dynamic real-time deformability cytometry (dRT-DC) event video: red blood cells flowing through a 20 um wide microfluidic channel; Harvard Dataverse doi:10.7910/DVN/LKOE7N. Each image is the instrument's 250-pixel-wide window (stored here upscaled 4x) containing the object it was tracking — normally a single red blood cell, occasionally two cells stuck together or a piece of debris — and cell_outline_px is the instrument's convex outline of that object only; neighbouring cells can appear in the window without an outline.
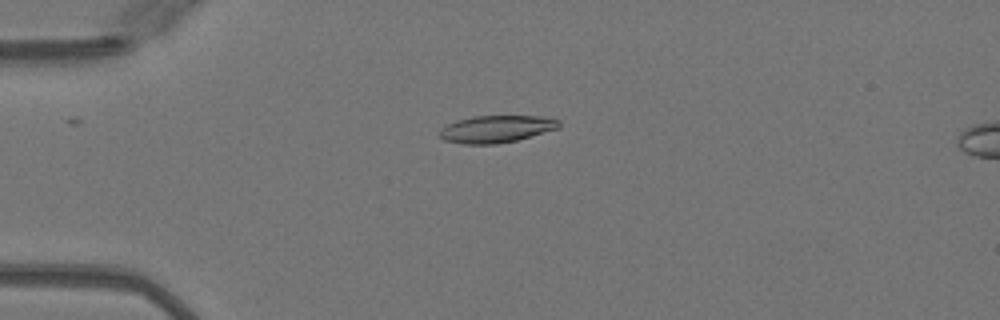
{"species": "Egyptian fruit bat (a non-hibernating species)", "species_latin": "Rousettus aegyptiacus", "temperature_condition": "warm", "stored_images_in_passage": 50, "camera_frame_rate_fps": 3000, "um_per_image_px": 0.085, "animal": {"sex": "female"}, "frame": {"image": 1, "passage_image": 13, "time_ms": 4.0, "image_size_px": [1000, 320], "cell_outline_px": [[560, 124], [556, 128], [516, 140], [496, 144], [464, 144], [444, 140], [440, 136], [440, 128], [456, 120], [472, 116], [540, 116], [560, 120]], "centroid_in_image_um": [42.13, 10.96], "position_along_channel_um": 42.9, "area_um2": 18.67}}
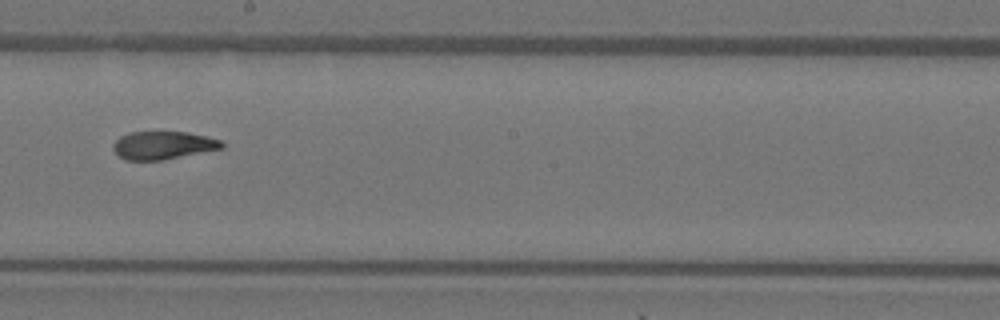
{"frame": {"image": 2, "passage_image": 29, "time_ms": 9.333, "image_size_px": [1000, 320], "cell_outline_px": [[224, 148], [164, 160], [124, 160], [112, 148], [112, 144], [120, 136], [128, 132], [188, 132], [220, 140], [224, 144]], "centroid_in_image_um": [13.84, 12.35], "position_along_channel_um": 234.4, "area_um2": 17.74}}
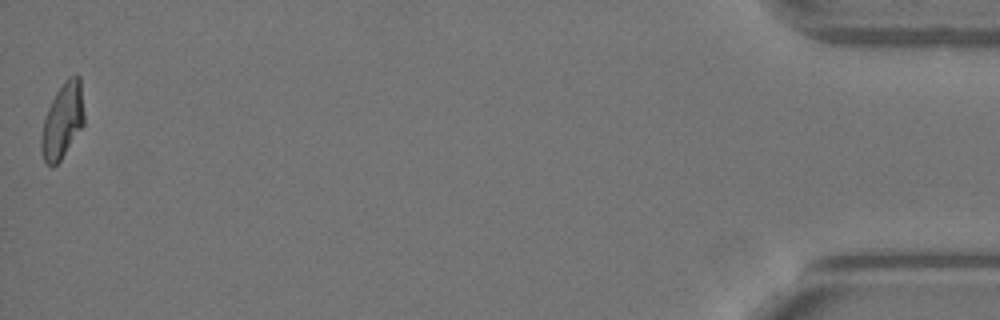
{"frame": {"image": 3, "passage_image": 50, "time_ms": 16.333, "image_size_px": [1000, 320], "cell_outline_px": [[84, 124], [60, 160], [52, 168], [44, 160], [40, 148], [40, 136], [44, 120], [48, 108], [56, 92], [64, 80], [68, 76], [76, 72], [80, 76], [84, 112]], "centroid_in_image_um": [5.32, 10.22], "position_along_channel_um": 429.9, "area_um2": 18.9}, "authors_computed_cell_mechanics": {"area_um2": 18.8428, "velocity_mm_per_s": 4.1063, "shape_relaxation_time_tau1_ms": 7.233, "shape_relaxation_time_tau2_ms": 1.2919, "deformation_change_tau1": 0.2599, "deformation_change_tau2": 0.0763}}